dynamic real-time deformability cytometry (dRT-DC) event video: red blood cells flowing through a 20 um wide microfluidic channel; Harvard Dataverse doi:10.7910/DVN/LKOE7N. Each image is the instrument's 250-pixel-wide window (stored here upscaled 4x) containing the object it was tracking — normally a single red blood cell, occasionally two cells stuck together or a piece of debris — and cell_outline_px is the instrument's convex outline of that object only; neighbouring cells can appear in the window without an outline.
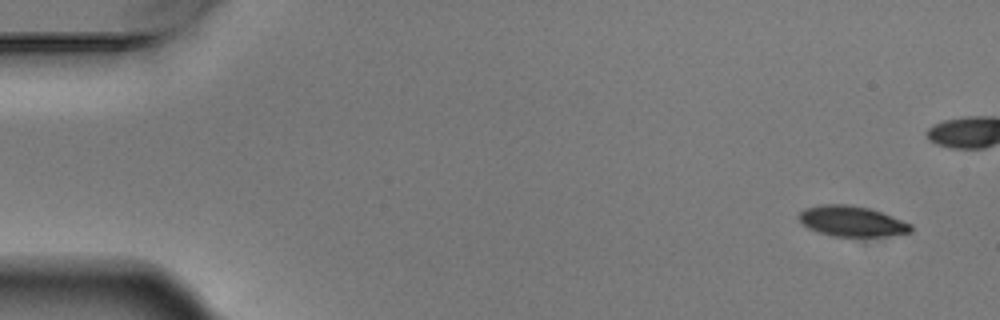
{"species": "Egyptian fruit bat (a non-hibernating species)", "species_latin": "Rousettus aegyptiacus", "temperature_condition": "warm", "stored_images_in_passage": 8, "camera_frame_rate_fps": 3000, "um_per_image_px": 0.085, "animal": {"sex": "male"}, "frame": {"image": 1, "passage_image": 1, "time_ms": 0.0, "image_size_px": [1000, 320], "cell_outline_px": [[912, 232], [880, 236], [836, 236], [820, 232], [808, 228], [800, 220], [800, 212], [804, 208], [820, 204], [848, 204], [868, 208], [892, 216], [912, 224]], "centroid_in_image_um": [72.41, 18.79], "position_along_channel_um": 12.6, "area_um2": 19.59}}
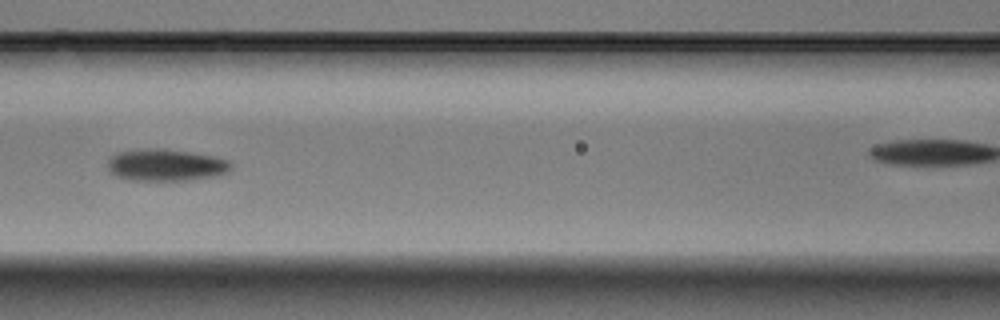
{"frame": {"image": 2, "passage_image": 7, "time_ms": 2.0, "image_size_px": [1000, 320], "cell_outline_px": [[232, 168], [228, 172], [216, 176], [192, 180], [132, 180], [116, 176], [108, 168], [108, 156], [120, 152], [148, 148], [164, 148], [212, 156], [228, 160], [232, 164]], "centroid_in_image_um": [14.11, 14.03], "position_along_channel_um": 152.5, "area_um2": 22.95}}